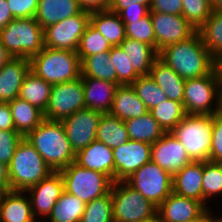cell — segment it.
<instances>
[{
  "instance_id": "cell-1",
  "label": "cell",
  "mask_w": 222,
  "mask_h": 222,
  "mask_svg": "<svg viewBox=\"0 0 222 222\" xmlns=\"http://www.w3.org/2000/svg\"><path fill=\"white\" fill-rule=\"evenodd\" d=\"M158 58L184 80L208 75L214 66V58L198 31L186 40L161 49Z\"/></svg>"
},
{
  "instance_id": "cell-2",
  "label": "cell",
  "mask_w": 222,
  "mask_h": 222,
  "mask_svg": "<svg viewBox=\"0 0 222 222\" xmlns=\"http://www.w3.org/2000/svg\"><path fill=\"white\" fill-rule=\"evenodd\" d=\"M54 172L75 162L76 153L66 136L61 121L44 119L24 137Z\"/></svg>"
},
{
  "instance_id": "cell-3",
  "label": "cell",
  "mask_w": 222,
  "mask_h": 222,
  "mask_svg": "<svg viewBox=\"0 0 222 222\" xmlns=\"http://www.w3.org/2000/svg\"><path fill=\"white\" fill-rule=\"evenodd\" d=\"M29 61L30 71L51 84L69 82L81 77V61L75 51L45 46Z\"/></svg>"
},
{
  "instance_id": "cell-4",
  "label": "cell",
  "mask_w": 222,
  "mask_h": 222,
  "mask_svg": "<svg viewBox=\"0 0 222 222\" xmlns=\"http://www.w3.org/2000/svg\"><path fill=\"white\" fill-rule=\"evenodd\" d=\"M8 169L9 190L14 191H26L54 172L24 137L17 145Z\"/></svg>"
},
{
  "instance_id": "cell-5",
  "label": "cell",
  "mask_w": 222,
  "mask_h": 222,
  "mask_svg": "<svg viewBox=\"0 0 222 222\" xmlns=\"http://www.w3.org/2000/svg\"><path fill=\"white\" fill-rule=\"evenodd\" d=\"M0 40L11 57L32 58L44 47V29L35 17L17 18L0 30Z\"/></svg>"
},
{
  "instance_id": "cell-6",
  "label": "cell",
  "mask_w": 222,
  "mask_h": 222,
  "mask_svg": "<svg viewBox=\"0 0 222 222\" xmlns=\"http://www.w3.org/2000/svg\"><path fill=\"white\" fill-rule=\"evenodd\" d=\"M214 115L186 114L171 131L192 161H209Z\"/></svg>"
},
{
  "instance_id": "cell-7",
  "label": "cell",
  "mask_w": 222,
  "mask_h": 222,
  "mask_svg": "<svg viewBox=\"0 0 222 222\" xmlns=\"http://www.w3.org/2000/svg\"><path fill=\"white\" fill-rule=\"evenodd\" d=\"M114 222H145L157 216V206L125 181L113 182L111 190Z\"/></svg>"
},
{
  "instance_id": "cell-8",
  "label": "cell",
  "mask_w": 222,
  "mask_h": 222,
  "mask_svg": "<svg viewBox=\"0 0 222 222\" xmlns=\"http://www.w3.org/2000/svg\"><path fill=\"white\" fill-rule=\"evenodd\" d=\"M59 172L64 181V190L85 204L110 193L113 184L107 175L83 168L75 162Z\"/></svg>"
},
{
  "instance_id": "cell-9",
  "label": "cell",
  "mask_w": 222,
  "mask_h": 222,
  "mask_svg": "<svg viewBox=\"0 0 222 222\" xmlns=\"http://www.w3.org/2000/svg\"><path fill=\"white\" fill-rule=\"evenodd\" d=\"M124 181L157 207L173 192V176L152 161Z\"/></svg>"
},
{
  "instance_id": "cell-10",
  "label": "cell",
  "mask_w": 222,
  "mask_h": 222,
  "mask_svg": "<svg viewBox=\"0 0 222 222\" xmlns=\"http://www.w3.org/2000/svg\"><path fill=\"white\" fill-rule=\"evenodd\" d=\"M84 108V86L82 78L79 77L73 81L52 84L44 118L51 121H62Z\"/></svg>"
},
{
  "instance_id": "cell-11",
  "label": "cell",
  "mask_w": 222,
  "mask_h": 222,
  "mask_svg": "<svg viewBox=\"0 0 222 222\" xmlns=\"http://www.w3.org/2000/svg\"><path fill=\"white\" fill-rule=\"evenodd\" d=\"M220 84L214 70L205 76L185 81L183 107L186 114L214 115Z\"/></svg>"
},
{
  "instance_id": "cell-12",
  "label": "cell",
  "mask_w": 222,
  "mask_h": 222,
  "mask_svg": "<svg viewBox=\"0 0 222 222\" xmlns=\"http://www.w3.org/2000/svg\"><path fill=\"white\" fill-rule=\"evenodd\" d=\"M90 12L82 11L44 29V45L77 52L81 36L90 22Z\"/></svg>"
},
{
  "instance_id": "cell-13",
  "label": "cell",
  "mask_w": 222,
  "mask_h": 222,
  "mask_svg": "<svg viewBox=\"0 0 222 222\" xmlns=\"http://www.w3.org/2000/svg\"><path fill=\"white\" fill-rule=\"evenodd\" d=\"M155 33V50L176 44L191 37L197 30L183 15L150 12Z\"/></svg>"
},
{
  "instance_id": "cell-14",
  "label": "cell",
  "mask_w": 222,
  "mask_h": 222,
  "mask_svg": "<svg viewBox=\"0 0 222 222\" xmlns=\"http://www.w3.org/2000/svg\"><path fill=\"white\" fill-rule=\"evenodd\" d=\"M101 114L99 111L84 108L61 121L75 153L96 141Z\"/></svg>"
},
{
  "instance_id": "cell-15",
  "label": "cell",
  "mask_w": 222,
  "mask_h": 222,
  "mask_svg": "<svg viewBox=\"0 0 222 222\" xmlns=\"http://www.w3.org/2000/svg\"><path fill=\"white\" fill-rule=\"evenodd\" d=\"M114 182L124 181L144 164L151 161V144L128 140L113 148Z\"/></svg>"
},
{
  "instance_id": "cell-16",
  "label": "cell",
  "mask_w": 222,
  "mask_h": 222,
  "mask_svg": "<svg viewBox=\"0 0 222 222\" xmlns=\"http://www.w3.org/2000/svg\"><path fill=\"white\" fill-rule=\"evenodd\" d=\"M151 161L172 176L192 162L181 142L171 132H166L151 145Z\"/></svg>"
},
{
  "instance_id": "cell-17",
  "label": "cell",
  "mask_w": 222,
  "mask_h": 222,
  "mask_svg": "<svg viewBox=\"0 0 222 222\" xmlns=\"http://www.w3.org/2000/svg\"><path fill=\"white\" fill-rule=\"evenodd\" d=\"M64 181L60 172H53L47 178L30 187L28 192L31 201L32 213L41 218H47L58 199L64 192ZM45 216V217H44Z\"/></svg>"
},
{
  "instance_id": "cell-18",
  "label": "cell",
  "mask_w": 222,
  "mask_h": 222,
  "mask_svg": "<svg viewBox=\"0 0 222 222\" xmlns=\"http://www.w3.org/2000/svg\"><path fill=\"white\" fill-rule=\"evenodd\" d=\"M205 209L206 207L198 200L172 192L158 206L157 216L161 222H189Z\"/></svg>"
},
{
  "instance_id": "cell-19",
  "label": "cell",
  "mask_w": 222,
  "mask_h": 222,
  "mask_svg": "<svg viewBox=\"0 0 222 222\" xmlns=\"http://www.w3.org/2000/svg\"><path fill=\"white\" fill-rule=\"evenodd\" d=\"M30 71L28 58L11 57L0 70V102L9 103L19 97L22 83Z\"/></svg>"
},
{
  "instance_id": "cell-20",
  "label": "cell",
  "mask_w": 222,
  "mask_h": 222,
  "mask_svg": "<svg viewBox=\"0 0 222 222\" xmlns=\"http://www.w3.org/2000/svg\"><path fill=\"white\" fill-rule=\"evenodd\" d=\"M75 163L79 166L107 175L114 182L113 150L104 143L94 141L75 156Z\"/></svg>"
},
{
  "instance_id": "cell-21",
  "label": "cell",
  "mask_w": 222,
  "mask_h": 222,
  "mask_svg": "<svg viewBox=\"0 0 222 222\" xmlns=\"http://www.w3.org/2000/svg\"><path fill=\"white\" fill-rule=\"evenodd\" d=\"M84 86L85 108L109 113L118 84L93 77H81Z\"/></svg>"
},
{
  "instance_id": "cell-22",
  "label": "cell",
  "mask_w": 222,
  "mask_h": 222,
  "mask_svg": "<svg viewBox=\"0 0 222 222\" xmlns=\"http://www.w3.org/2000/svg\"><path fill=\"white\" fill-rule=\"evenodd\" d=\"M25 191L7 190L0 197V222H34L31 201ZM25 196V197H24Z\"/></svg>"
},
{
  "instance_id": "cell-23",
  "label": "cell",
  "mask_w": 222,
  "mask_h": 222,
  "mask_svg": "<svg viewBox=\"0 0 222 222\" xmlns=\"http://www.w3.org/2000/svg\"><path fill=\"white\" fill-rule=\"evenodd\" d=\"M204 161H192L173 175V192L202 203Z\"/></svg>"
},
{
  "instance_id": "cell-24",
  "label": "cell",
  "mask_w": 222,
  "mask_h": 222,
  "mask_svg": "<svg viewBox=\"0 0 222 222\" xmlns=\"http://www.w3.org/2000/svg\"><path fill=\"white\" fill-rule=\"evenodd\" d=\"M149 110L144 102L138 97L131 85H118L113 99L110 114L122 121L139 118Z\"/></svg>"
},
{
  "instance_id": "cell-25",
  "label": "cell",
  "mask_w": 222,
  "mask_h": 222,
  "mask_svg": "<svg viewBox=\"0 0 222 222\" xmlns=\"http://www.w3.org/2000/svg\"><path fill=\"white\" fill-rule=\"evenodd\" d=\"M82 11L77 0H39L35 19L45 29Z\"/></svg>"
},
{
  "instance_id": "cell-26",
  "label": "cell",
  "mask_w": 222,
  "mask_h": 222,
  "mask_svg": "<svg viewBox=\"0 0 222 222\" xmlns=\"http://www.w3.org/2000/svg\"><path fill=\"white\" fill-rule=\"evenodd\" d=\"M149 76L162 89L168 99L183 103L185 81L170 66L157 58Z\"/></svg>"
},
{
  "instance_id": "cell-27",
  "label": "cell",
  "mask_w": 222,
  "mask_h": 222,
  "mask_svg": "<svg viewBox=\"0 0 222 222\" xmlns=\"http://www.w3.org/2000/svg\"><path fill=\"white\" fill-rule=\"evenodd\" d=\"M8 104L11 108L15 130L23 137L33 131L45 119L42 110L20 97H16Z\"/></svg>"
},
{
  "instance_id": "cell-28",
  "label": "cell",
  "mask_w": 222,
  "mask_h": 222,
  "mask_svg": "<svg viewBox=\"0 0 222 222\" xmlns=\"http://www.w3.org/2000/svg\"><path fill=\"white\" fill-rule=\"evenodd\" d=\"M90 23L105 37L111 46L120 45L126 38L125 25L118 13L110 10L90 14Z\"/></svg>"
},
{
  "instance_id": "cell-29",
  "label": "cell",
  "mask_w": 222,
  "mask_h": 222,
  "mask_svg": "<svg viewBox=\"0 0 222 222\" xmlns=\"http://www.w3.org/2000/svg\"><path fill=\"white\" fill-rule=\"evenodd\" d=\"M119 46L129 57L139 76L149 75L154 61L158 58V52L152 46L127 37Z\"/></svg>"
},
{
  "instance_id": "cell-30",
  "label": "cell",
  "mask_w": 222,
  "mask_h": 222,
  "mask_svg": "<svg viewBox=\"0 0 222 222\" xmlns=\"http://www.w3.org/2000/svg\"><path fill=\"white\" fill-rule=\"evenodd\" d=\"M129 140L124 121L110 113H102L96 131V141L104 143L113 149Z\"/></svg>"
},
{
  "instance_id": "cell-31",
  "label": "cell",
  "mask_w": 222,
  "mask_h": 222,
  "mask_svg": "<svg viewBox=\"0 0 222 222\" xmlns=\"http://www.w3.org/2000/svg\"><path fill=\"white\" fill-rule=\"evenodd\" d=\"M124 123L130 140L152 145L166 133L150 112L139 118L125 120Z\"/></svg>"
},
{
  "instance_id": "cell-32",
  "label": "cell",
  "mask_w": 222,
  "mask_h": 222,
  "mask_svg": "<svg viewBox=\"0 0 222 222\" xmlns=\"http://www.w3.org/2000/svg\"><path fill=\"white\" fill-rule=\"evenodd\" d=\"M51 90V83L29 71L22 83L19 97L45 112Z\"/></svg>"
},
{
  "instance_id": "cell-33",
  "label": "cell",
  "mask_w": 222,
  "mask_h": 222,
  "mask_svg": "<svg viewBox=\"0 0 222 222\" xmlns=\"http://www.w3.org/2000/svg\"><path fill=\"white\" fill-rule=\"evenodd\" d=\"M81 77H93L117 84V73L109 51L86 57L81 62Z\"/></svg>"
},
{
  "instance_id": "cell-34",
  "label": "cell",
  "mask_w": 222,
  "mask_h": 222,
  "mask_svg": "<svg viewBox=\"0 0 222 222\" xmlns=\"http://www.w3.org/2000/svg\"><path fill=\"white\" fill-rule=\"evenodd\" d=\"M85 205L77 196L64 191L45 222H80Z\"/></svg>"
},
{
  "instance_id": "cell-35",
  "label": "cell",
  "mask_w": 222,
  "mask_h": 222,
  "mask_svg": "<svg viewBox=\"0 0 222 222\" xmlns=\"http://www.w3.org/2000/svg\"><path fill=\"white\" fill-rule=\"evenodd\" d=\"M197 31L213 58L222 53V9L213 10Z\"/></svg>"
},
{
  "instance_id": "cell-36",
  "label": "cell",
  "mask_w": 222,
  "mask_h": 222,
  "mask_svg": "<svg viewBox=\"0 0 222 222\" xmlns=\"http://www.w3.org/2000/svg\"><path fill=\"white\" fill-rule=\"evenodd\" d=\"M165 132H171L186 116L183 103L165 100L149 110Z\"/></svg>"
},
{
  "instance_id": "cell-37",
  "label": "cell",
  "mask_w": 222,
  "mask_h": 222,
  "mask_svg": "<svg viewBox=\"0 0 222 222\" xmlns=\"http://www.w3.org/2000/svg\"><path fill=\"white\" fill-rule=\"evenodd\" d=\"M111 48L105 37L89 22L81 36L77 54L82 62L86 57L110 51Z\"/></svg>"
},
{
  "instance_id": "cell-38",
  "label": "cell",
  "mask_w": 222,
  "mask_h": 222,
  "mask_svg": "<svg viewBox=\"0 0 222 222\" xmlns=\"http://www.w3.org/2000/svg\"><path fill=\"white\" fill-rule=\"evenodd\" d=\"M131 86L148 110L168 99L149 75L139 76Z\"/></svg>"
},
{
  "instance_id": "cell-39",
  "label": "cell",
  "mask_w": 222,
  "mask_h": 222,
  "mask_svg": "<svg viewBox=\"0 0 222 222\" xmlns=\"http://www.w3.org/2000/svg\"><path fill=\"white\" fill-rule=\"evenodd\" d=\"M222 194V163L204 162L202 182V204L207 208L205 201Z\"/></svg>"
},
{
  "instance_id": "cell-40",
  "label": "cell",
  "mask_w": 222,
  "mask_h": 222,
  "mask_svg": "<svg viewBox=\"0 0 222 222\" xmlns=\"http://www.w3.org/2000/svg\"><path fill=\"white\" fill-rule=\"evenodd\" d=\"M80 222H114L111 193L86 203Z\"/></svg>"
},
{
  "instance_id": "cell-41",
  "label": "cell",
  "mask_w": 222,
  "mask_h": 222,
  "mask_svg": "<svg viewBox=\"0 0 222 222\" xmlns=\"http://www.w3.org/2000/svg\"><path fill=\"white\" fill-rule=\"evenodd\" d=\"M110 58L117 73L118 85H131L139 75L133 69L129 57L121 49L119 45L112 46L109 51Z\"/></svg>"
},
{
  "instance_id": "cell-42",
  "label": "cell",
  "mask_w": 222,
  "mask_h": 222,
  "mask_svg": "<svg viewBox=\"0 0 222 222\" xmlns=\"http://www.w3.org/2000/svg\"><path fill=\"white\" fill-rule=\"evenodd\" d=\"M123 23L127 38L146 43L155 49V33L150 13L140 20H131V22Z\"/></svg>"
},
{
  "instance_id": "cell-43",
  "label": "cell",
  "mask_w": 222,
  "mask_h": 222,
  "mask_svg": "<svg viewBox=\"0 0 222 222\" xmlns=\"http://www.w3.org/2000/svg\"><path fill=\"white\" fill-rule=\"evenodd\" d=\"M212 12L209 0H182V15L196 30L204 24Z\"/></svg>"
},
{
  "instance_id": "cell-44",
  "label": "cell",
  "mask_w": 222,
  "mask_h": 222,
  "mask_svg": "<svg viewBox=\"0 0 222 222\" xmlns=\"http://www.w3.org/2000/svg\"><path fill=\"white\" fill-rule=\"evenodd\" d=\"M23 136L17 131L0 130V162L10 164L15 149Z\"/></svg>"
},
{
  "instance_id": "cell-45",
  "label": "cell",
  "mask_w": 222,
  "mask_h": 222,
  "mask_svg": "<svg viewBox=\"0 0 222 222\" xmlns=\"http://www.w3.org/2000/svg\"><path fill=\"white\" fill-rule=\"evenodd\" d=\"M15 19L35 17L39 0H6Z\"/></svg>"
},
{
  "instance_id": "cell-46",
  "label": "cell",
  "mask_w": 222,
  "mask_h": 222,
  "mask_svg": "<svg viewBox=\"0 0 222 222\" xmlns=\"http://www.w3.org/2000/svg\"><path fill=\"white\" fill-rule=\"evenodd\" d=\"M209 161L222 163V118L215 115Z\"/></svg>"
},
{
  "instance_id": "cell-47",
  "label": "cell",
  "mask_w": 222,
  "mask_h": 222,
  "mask_svg": "<svg viewBox=\"0 0 222 222\" xmlns=\"http://www.w3.org/2000/svg\"><path fill=\"white\" fill-rule=\"evenodd\" d=\"M150 12L182 15V0H152Z\"/></svg>"
},
{
  "instance_id": "cell-48",
  "label": "cell",
  "mask_w": 222,
  "mask_h": 222,
  "mask_svg": "<svg viewBox=\"0 0 222 222\" xmlns=\"http://www.w3.org/2000/svg\"><path fill=\"white\" fill-rule=\"evenodd\" d=\"M150 13V8L146 5H125L119 16L122 22H131V20H140Z\"/></svg>"
},
{
  "instance_id": "cell-49",
  "label": "cell",
  "mask_w": 222,
  "mask_h": 222,
  "mask_svg": "<svg viewBox=\"0 0 222 222\" xmlns=\"http://www.w3.org/2000/svg\"><path fill=\"white\" fill-rule=\"evenodd\" d=\"M80 8L87 12L109 10L111 0H77Z\"/></svg>"
},
{
  "instance_id": "cell-50",
  "label": "cell",
  "mask_w": 222,
  "mask_h": 222,
  "mask_svg": "<svg viewBox=\"0 0 222 222\" xmlns=\"http://www.w3.org/2000/svg\"><path fill=\"white\" fill-rule=\"evenodd\" d=\"M0 130L16 131L8 103L0 102Z\"/></svg>"
},
{
  "instance_id": "cell-51",
  "label": "cell",
  "mask_w": 222,
  "mask_h": 222,
  "mask_svg": "<svg viewBox=\"0 0 222 222\" xmlns=\"http://www.w3.org/2000/svg\"><path fill=\"white\" fill-rule=\"evenodd\" d=\"M152 0H111L109 10L120 13L125 9V5H146L150 8Z\"/></svg>"
},
{
  "instance_id": "cell-52",
  "label": "cell",
  "mask_w": 222,
  "mask_h": 222,
  "mask_svg": "<svg viewBox=\"0 0 222 222\" xmlns=\"http://www.w3.org/2000/svg\"><path fill=\"white\" fill-rule=\"evenodd\" d=\"M15 19L9 9L6 0H0V30L3 29L10 21Z\"/></svg>"
},
{
  "instance_id": "cell-53",
  "label": "cell",
  "mask_w": 222,
  "mask_h": 222,
  "mask_svg": "<svg viewBox=\"0 0 222 222\" xmlns=\"http://www.w3.org/2000/svg\"><path fill=\"white\" fill-rule=\"evenodd\" d=\"M0 190H9V169L8 165L0 162Z\"/></svg>"
},
{
  "instance_id": "cell-54",
  "label": "cell",
  "mask_w": 222,
  "mask_h": 222,
  "mask_svg": "<svg viewBox=\"0 0 222 222\" xmlns=\"http://www.w3.org/2000/svg\"><path fill=\"white\" fill-rule=\"evenodd\" d=\"M209 210L211 211V209L207 207L201 214L189 222H220L221 218H219V216L217 218L211 216Z\"/></svg>"
},
{
  "instance_id": "cell-55",
  "label": "cell",
  "mask_w": 222,
  "mask_h": 222,
  "mask_svg": "<svg viewBox=\"0 0 222 222\" xmlns=\"http://www.w3.org/2000/svg\"><path fill=\"white\" fill-rule=\"evenodd\" d=\"M213 70L220 86H222V53L214 57Z\"/></svg>"
},
{
  "instance_id": "cell-56",
  "label": "cell",
  "mask_w": 222,
  "mask_h": 222,
  "mask_svg": "<svg viewBox=\"0 0 222 222\" xmlns=\"http://www.w3.org/2000/svg\"><path fill=\"white\" fill-rule=\"evenodd\" d=\"M9 59H11V55L6 51L0 40V70Z\"/></svg>"
},
{
  "instance_id": "cell-57",
  "label": "cell",
  "mask_w": 222,
  "mask_h": 222,
  "mask_svg": "<svg viewBox=\"0 0 222 222\" xmlns=\"http://www.w3.org/2000/svg\"><path fill=\"white\" fill-rule=\"evenodd\" d=\"M215 116L222 118V86H219Z\"/></svg>"
},
{
  "instance_id": "cell-58",
  "label": "cell",
  "mask_w": 222,
  "mask_h": 222,
  "mask_svg": "<svg viewBox=\"0 0 222 222\" xmlns=\"http://www.w3.org/2000/svg\"><path fill=\"white\" fill-rule=\"evenodd\" d=\"M209 3L213 10L222 9V0H209Z\"/></svg>"
},
{
  "instance_id": "cell-59",
  "label": "cell",
  "mask_w": 222,
  "mask_h": 222,
  "mask_svg": "<svg viewBox=\"0 0 222 222\" xmlns=\"http://www.w3.org/2000/svg\"><path fill=\"white\" fill-rule=\"evenodd\" d=\"M145 222H161V221H160L159 217L156 216V217H154L153 219L148 220V221H145Z\"/></svg>"
}]
</instances>
